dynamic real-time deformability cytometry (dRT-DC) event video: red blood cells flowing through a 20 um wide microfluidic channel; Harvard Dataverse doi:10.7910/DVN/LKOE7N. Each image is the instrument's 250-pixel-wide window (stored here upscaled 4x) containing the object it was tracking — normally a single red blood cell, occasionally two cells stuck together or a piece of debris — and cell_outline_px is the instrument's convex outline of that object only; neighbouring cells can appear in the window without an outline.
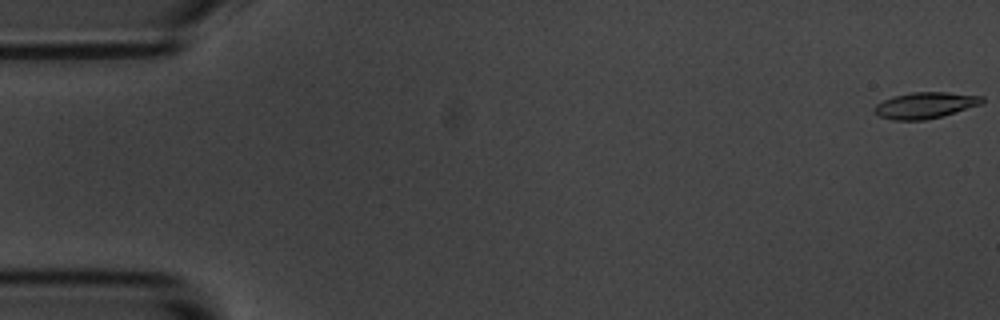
{"species": "common noctule bat (a hibernating species)", "species_latin": "Nyctalus noctula", "temperature_condition": "room temperature", "stored_images_in_passage": 58, "camera_frame_rate_fps": 3000, "um_per_image_px": 0.085, "animal": {"sex": "male", "body_mass_g": 20.1, "forearm_length_mm": 53.5}, "frame": {"image": 1, "passage_image": 1, "time_ms": 0.0, "image_size_px": [1000, 320], "cell_outline_px": [[984, 104], [940, 116], [924, 120], [892, 120], [880, 116], [872, 108], [876, 104], [892, 96], [912, 92], [948, 92], [984, 96]], "centroid_in_image_um": [78.66, 8.94], "position_along_channel_um": 6.3, "area_um2": 16.47}}
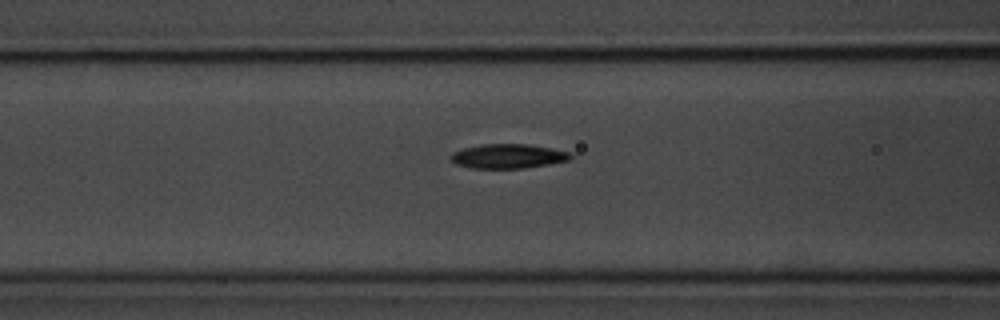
{"frame": {"image": 2, "passage_image": 23, "time_ms": 7.333, "image_size_px": [1000, 320], "cell_outline_px": [[572, 160], [524, 168], [472, 168], [456, 164], [448, 156], [452, 152], [464, 148], [480, 144], [528, 144], [552, 148], [572, 152]], "centroid_in_image_um": [43.21, 13.27], "position_along_channel_um": 123.4, "area_um2": 17.17}}
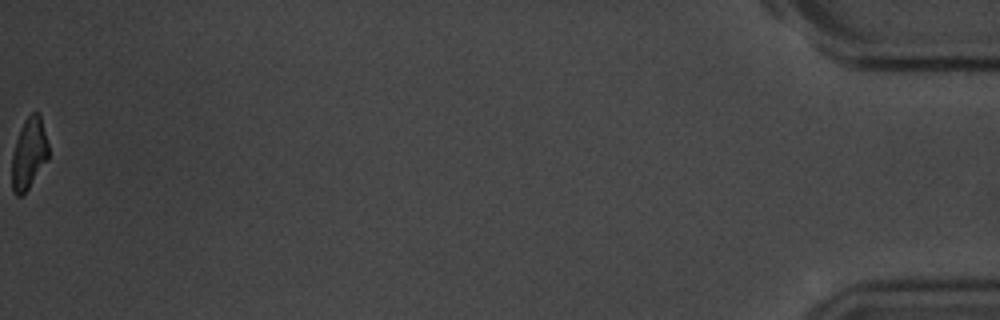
{"frame": {"image": 3, "passage_image": 58, "time_ms": 19.0, "image_size_px": [1000, 320], "cell_outline_px": [[48, 160], [28, 188], [20, 196], [16, 196], [12, 192], [12, 152], [16, 140], [24, 120], [32, 112], [40, 112], [48, 144]], "centroid_in_image_um": [2.46, 13.04], "position_along_channel_um": 432.7, "area_um2": 15.2}, "authors_computed_cell_mechanics": {"area_um2": 16.9065, "velocity_mm_per_s": 3.524, "shape_relaxation_time_tau1_ms": 2.6762, "shape_relaxation_time_tau2_ms": 6.0695, "deformation_change_tau1": 0.1572, "deformation_change_tau2": 0.1437}}